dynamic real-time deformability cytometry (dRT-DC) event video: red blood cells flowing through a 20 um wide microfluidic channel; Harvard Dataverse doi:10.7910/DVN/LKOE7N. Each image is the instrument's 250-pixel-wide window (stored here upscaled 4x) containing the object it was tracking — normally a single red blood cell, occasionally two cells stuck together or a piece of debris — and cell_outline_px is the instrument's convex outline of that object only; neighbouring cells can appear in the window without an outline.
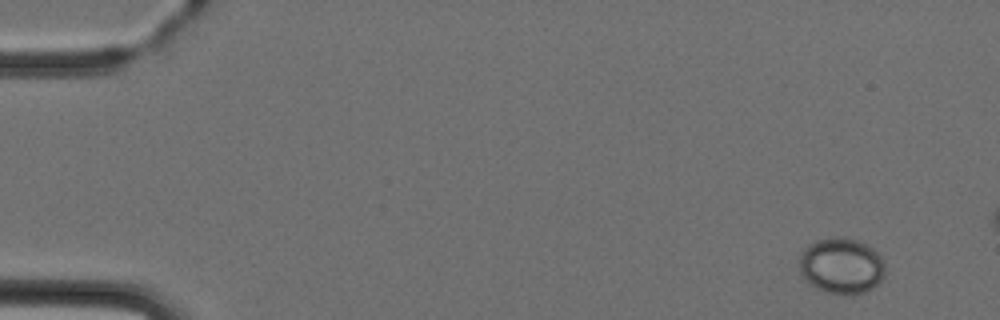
{"species": "Egyptian fruit bat (a non-hibernating species)", "species_latin": "Rousettus aegyptiacus", "temperature_condition": "cold", "stored_images_in_passage": 4, "camera_frame_rate_fps": 3000, "um_per_image_px": 0.085, "animal": {"sex": "female"}, "frame": {"image": 1, "passage_image": 1, "time_ms": 0.0, "image_size_px": [1000, 320], "cell_outline_px": [[884, 276], [872, 288], [864, 292], [824, 292], [816, 288], [800, 272], [800, 252], [804, 248], [816, 240], [832, 236], [844, 236], [860, 240], [868, 244], [880, 256], [884, 264]], "centroid_in_image_um": [71.52, 22.52], "position_along_channel_um": 13.5, "area_um2": 27.69}}